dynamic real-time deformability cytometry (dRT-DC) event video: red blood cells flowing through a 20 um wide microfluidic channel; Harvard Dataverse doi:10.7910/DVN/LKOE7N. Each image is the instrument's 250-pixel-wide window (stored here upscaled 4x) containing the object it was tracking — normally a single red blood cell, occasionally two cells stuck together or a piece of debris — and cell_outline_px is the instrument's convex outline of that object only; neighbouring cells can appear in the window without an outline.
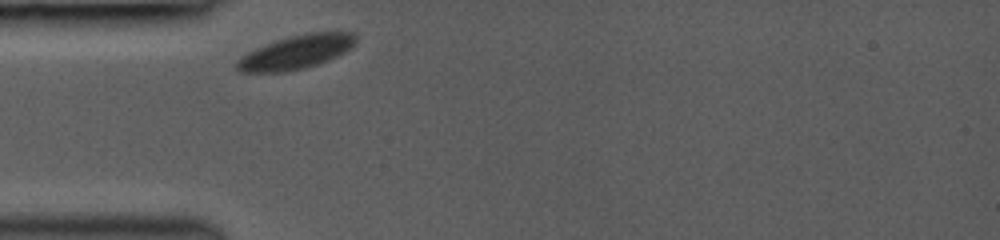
{"species": "common noctule bat (a hibernating species)", "species_latin": "Nyctalus noctula", "temperature_condition": "room temperature", "stored_images_in_passage": 22, "camera_frame_rate_fps": 3000, "um_per_image_px": 0.085, "animal": {"sex": "female", "body_mass_g": 19.0, "forearm_length_mm": 53.3}, "frame": {"image": 1, "passage_image": 1, "time_ms": 0.0, "image_size_px": [1000, 240], "cell_outline_px": [[356, 44], [352, 48], [328, 60], [304, 68], [284, 72], [240, 72], [236, 68], [236, 60], [240, 56], [256, 48], [276, 40], [288, 36], [308, 32], [352, 32], [356, 36]], "centroid_in_image_um": [25.17, 4.42], "position_along_channel_um": 59.8, "area_um2": 23.41}}
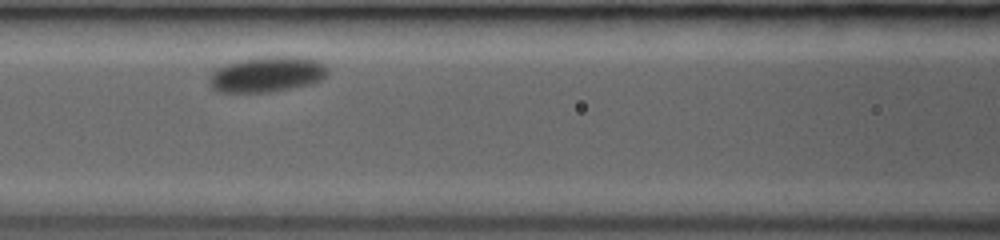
{"frame": {"image": 2, "passage_image": 10, "time_ms": 2.333, "image_size_px": [1000, 240], "cell_outline_px": [[328, 76], [312, 84], [268, 92], [216, 92], [208, 84], [208, 80], [212, 72], [216, 68], [224, 64], [240, 60], [264, 56], [296, 56], [320, 60], [328, 68]], "centroid_in_image_um": [22.7, 6.31], "position_along_channel_um": 143.9, "area_um2": 24.91}}
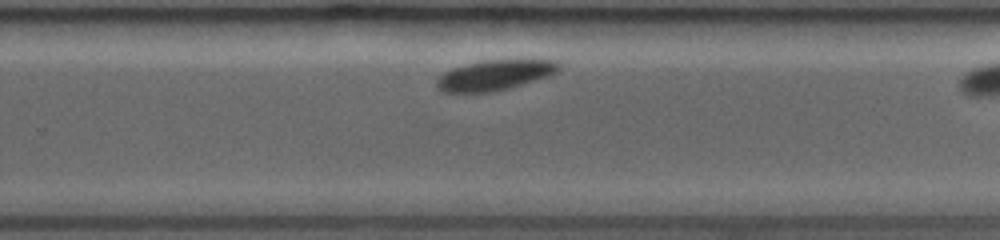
{"frame": {"image": 3, "passage_image": 21, "time_ms": 5.0, "image_size_px": [1000, 240], "cell_outline_px": [[560, 68], [556, 72], [520, 84], [492, 92], [444, 92], [436, 88], [436, 80], [444, 72], [452, 68], [468, 64], [488, 60], [560, 60]], "centroid_in_image_um": [42.01, 6.38], "position_along_channel_um": 287.8, "area_um2": 20.98}}